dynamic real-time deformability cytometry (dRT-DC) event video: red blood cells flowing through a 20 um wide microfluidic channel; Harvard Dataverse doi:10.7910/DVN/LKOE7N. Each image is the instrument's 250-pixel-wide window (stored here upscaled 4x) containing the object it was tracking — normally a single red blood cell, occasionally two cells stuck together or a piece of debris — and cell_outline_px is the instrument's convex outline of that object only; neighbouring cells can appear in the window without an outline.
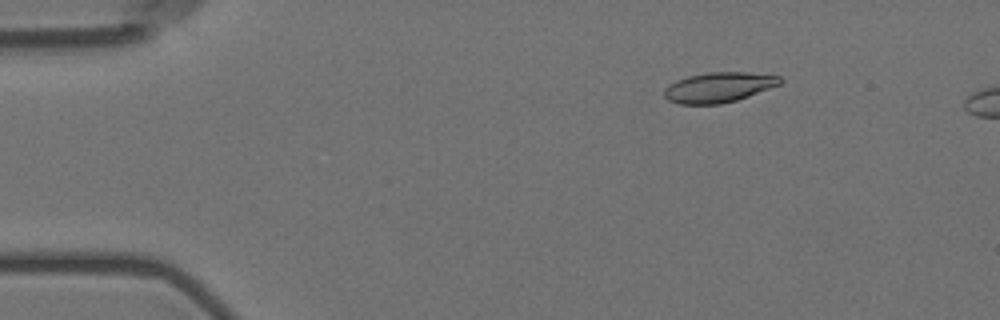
{"species": "Egyptian fruit bat (a non-hibernating species)", "species_latin": "Rousettus aegyptiacus", "temperature_condition": "room temperature", "stored_images_in_passage": 10, "camera_frame_rate_fps": 3000, "um_per_image_px": 0.085, "animal": {"sex": "female"}, "frame": {"image": 1, "passage_image": 1, "time_ms": 0.0, "image_size_px": [1000, 320], "cell_outline_px": [[784, 80], [780, 84], [748, 96], [736, 100], [720, 104], [680, 104], [668, 100], [664, 96], [664, 88], [668, 84], [676, 80], [688, 76], [708, 72], [748, 72], [780, 76]], "centroid_in_image_um": [61.07, 7.41], "position_along_channel_um": 23.9, "area_um2": 20.35}}
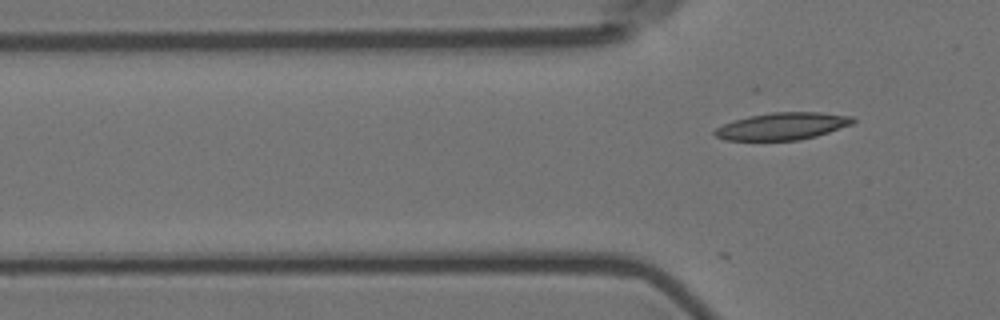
{"frame": {"image": 2, "passage_image": 10, "time_ms": 3.0, "image_size_px": [1000, 320], "cell_outline_px": [[856, 120], [852, 124], [816, 136], [800, 140], [724, 140], [716, 136], [712, 132], [716, 128], [724, 124], [748, 116], [772, 112], [820, 112], [852, 116]], "centroid_in_image_um": [66.51, 10.72], "position_along_channel_um": 59.3, "area_um2": 21.79}}